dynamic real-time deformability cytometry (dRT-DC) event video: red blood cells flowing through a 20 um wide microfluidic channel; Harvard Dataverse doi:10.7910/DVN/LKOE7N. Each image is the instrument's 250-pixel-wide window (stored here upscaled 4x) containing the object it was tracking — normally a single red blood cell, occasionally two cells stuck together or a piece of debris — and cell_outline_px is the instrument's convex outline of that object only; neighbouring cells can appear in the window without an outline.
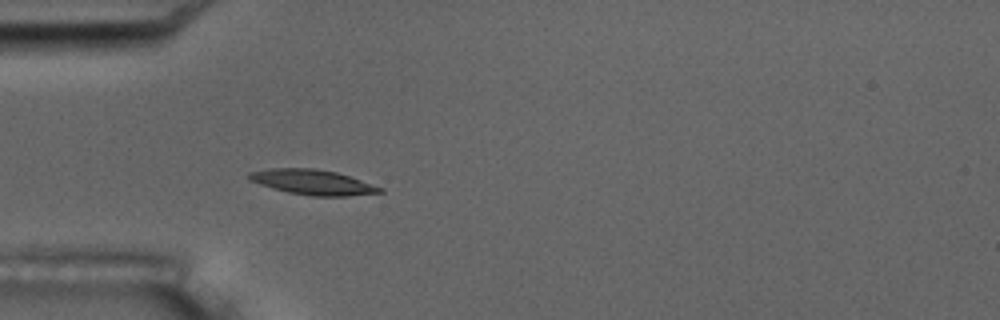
{"species": "common noctule bat (a hibernating species)", "species_latin": "Nyctalus noctula", "temperature_condition": "room temperature", "stored_images_in_passage": 4, "camera_frame_rate_fps": 3000, "um_per_image_px": 0.085, "animal": {"sex": "male", "body_mass_g": 17.5, "forearm_length_mm": 52.3}, "frame": {"image": 1, "passage_image": 4, "time_ms": 4.333, "image_size_px": [1000, 320], "cell_outline_px": [[384, 192], [348, 196], [312, 196], [288, 192], [272, 188], [248, 180], [248, 172], [268, 168], [312, 168], [336, 172], [384, 188]], "centroid_in_image_um": [26.55, 15.48], "position_along_channel_um": 58.4, "area_um2": 19.07}}